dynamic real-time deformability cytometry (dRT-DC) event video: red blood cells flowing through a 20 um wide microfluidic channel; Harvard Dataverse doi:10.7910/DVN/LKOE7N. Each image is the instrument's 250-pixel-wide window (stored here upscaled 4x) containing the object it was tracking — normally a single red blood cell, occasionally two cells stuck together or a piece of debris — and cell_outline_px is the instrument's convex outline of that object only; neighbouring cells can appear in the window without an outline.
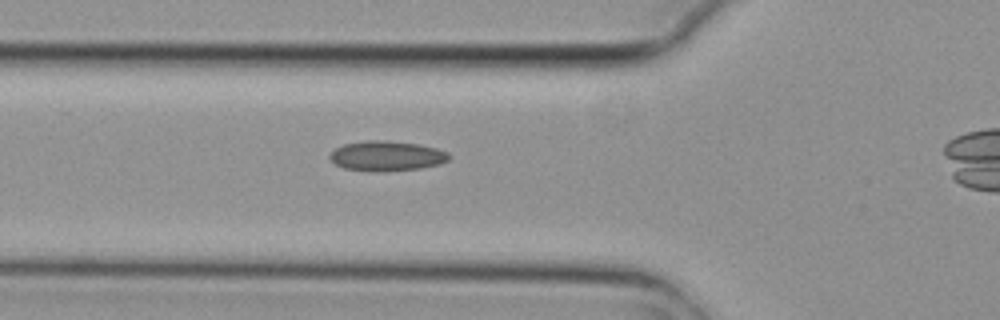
{"species": "common noctule bat (a hibernating species)", "species_latin": "Nyctalus noctula", "temperature_condition": "cold", "stored_images_in_passage": 3, "camera_frame_rate_fps": 3000, "um_per_image_px": 0.085, "animal": {"sex": "female", "body_mass_g": 29.2, "forearm_length_mm": 56.3}, "frame": {"image": 1, "passage_image": 2, "time_ms": 0.333, "image_size_px": [1000, 320], "cell_outline_px": [[452, 156], [448, 160], [440, 164], [420, 168], [388, 172], [376, 172], [344, 168], [336, 164], [328, 156], [336, 148], [344, 144], [368, 140], [384, 140], [416, 144], [436, 148], [448, 152]], "centroid_in_image_um": [32.89, 13.27], "position_along_channel_um": 92.9, "area_um2": 20.87}}